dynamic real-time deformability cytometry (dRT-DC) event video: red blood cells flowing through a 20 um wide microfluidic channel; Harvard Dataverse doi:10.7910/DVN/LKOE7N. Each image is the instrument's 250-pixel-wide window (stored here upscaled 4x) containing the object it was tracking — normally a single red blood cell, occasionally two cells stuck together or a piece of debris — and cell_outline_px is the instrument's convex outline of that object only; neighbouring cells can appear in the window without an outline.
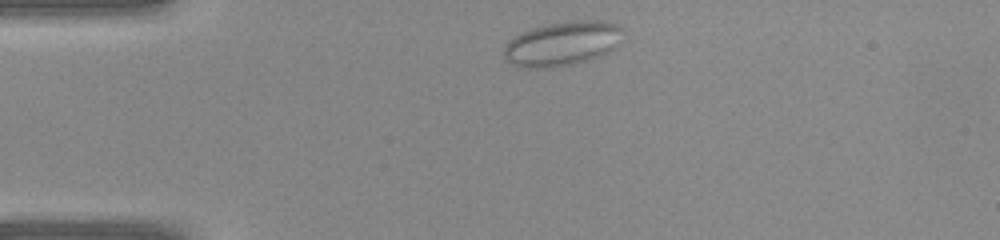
{"species": "common noctule bat (a hibernating species)", "species_latin": "Nyctalus noctula", "temperature_condition": "warm", "stored_images_in_passage": 33, "camera_frame_rate_fps": 3000, "um_per_image_px": 0.085, "animal": {"sex": "female", "body_mass_g": 22.0, "forearm_length_mm": 56.7}, "frame": {"image": 1, "passage_image": 1, "time_ms": 0.0, "image_size_px": [1000, 240], "cell_outline_px": [[620, 28], [612, 48], [608, 52], [600, 56], [588, 60], [572, 64], [544, 68], [528, 68], [512, 64], [504, 56], [504, 48], [508, 40], [532, 28], [548, 24], [572, 20], [600, 20], [620, 24]], "centroid_in_image_um": [47.74, 3.7], "position_along_channel_um": 37.3, "area_um2": 30.06}}
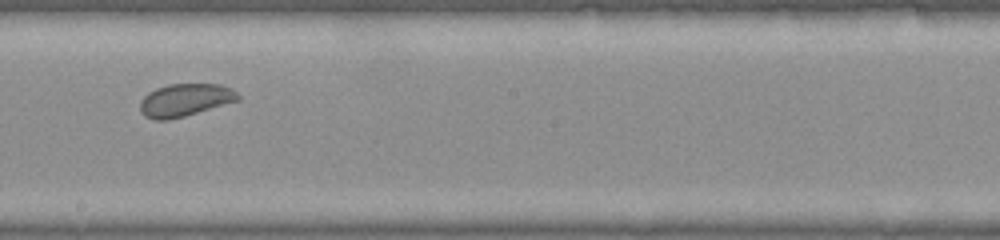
{"frame": {"image": 2, "passage_image": 15, "time_ms": 4.667, "image_size_px": [1000, 240], "cell_outline_px": [[240, 100], [184, 116], [168, 120], [152, 120], [144, 116], [140, 112], [140, 100], [148, 92], [156, 88], [168, 84], [220, 84], [232, 88], [240, 96]], "centroid_in_image_um": [15.7, 8.5], "position_along_channel_um": 232.5, "area_um2": 18.79}}
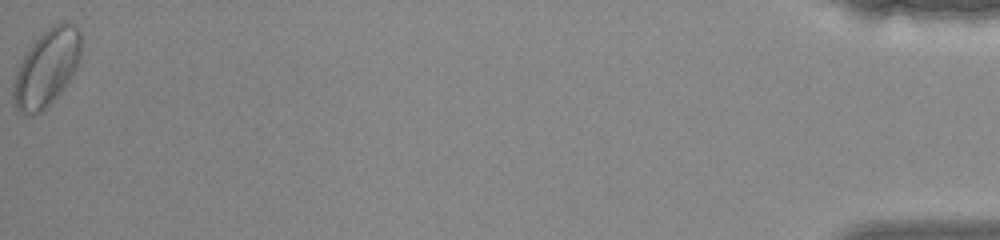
{"frame": {"image": 3, "passage_image": 33, "time_ms": 10.667, "image_size_px": [1000, 240], "cell_outline_px": [[80, 56], [76, 68], [64, 88], [40, 112], [32, 116], [24, 116], [16, 108], [12, 100], [12, 84], [16, 72], [28, 48], [52, 24], [60, 20], [64, 20], [76, 24], [80, 32]], "centroid_in_image_um": [3.95, 5.76], "position_along_channel_um": 431.3, "area_um2": 30.4}}